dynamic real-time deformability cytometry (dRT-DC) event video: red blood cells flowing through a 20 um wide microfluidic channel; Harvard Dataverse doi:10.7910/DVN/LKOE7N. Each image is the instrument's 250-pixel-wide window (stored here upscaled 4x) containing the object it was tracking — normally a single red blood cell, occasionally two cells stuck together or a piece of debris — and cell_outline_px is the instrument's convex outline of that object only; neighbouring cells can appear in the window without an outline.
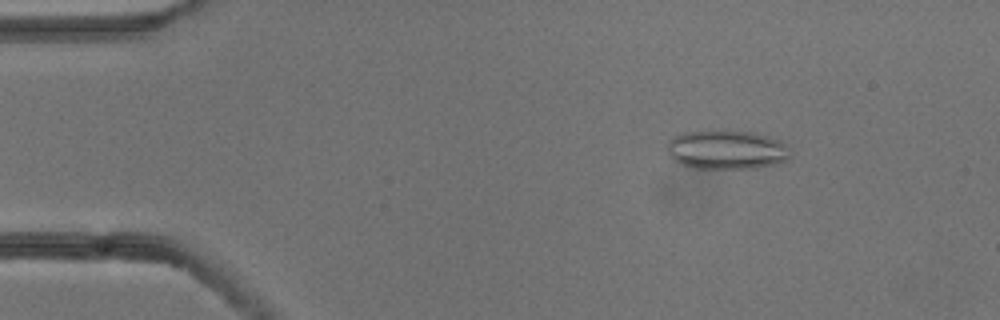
{"species": "common noctule bat (a hibernating species)", "species_latin": "Nyctalus noctula", "temperature_condition": "cold", "stored_images_in_passage": 4, "camera_frame_rate_fps": 3000, "um_per_image_px": 0.085, "animal": {"sex": "male", "body_mass_g": 13.3}, "frame": {"image": 1, "passage_image": 2, "time_ms": 0.333, "image_size_px": [1000, 320], "cell_outline_px": [[792, 156], [788, 160], [780, 164], [756, 168], [696, 168], [680, 164], [668, 156], [668, 140], [672, 136], [680, 132], [708, 128], [724, 128], [752, 132], [768, 136], [780, 140], [784, 144]], "centroid_in_image_um": [61.73, 12.68], "position_along_channel_um": 23.3, "area_um2": 29.25}}